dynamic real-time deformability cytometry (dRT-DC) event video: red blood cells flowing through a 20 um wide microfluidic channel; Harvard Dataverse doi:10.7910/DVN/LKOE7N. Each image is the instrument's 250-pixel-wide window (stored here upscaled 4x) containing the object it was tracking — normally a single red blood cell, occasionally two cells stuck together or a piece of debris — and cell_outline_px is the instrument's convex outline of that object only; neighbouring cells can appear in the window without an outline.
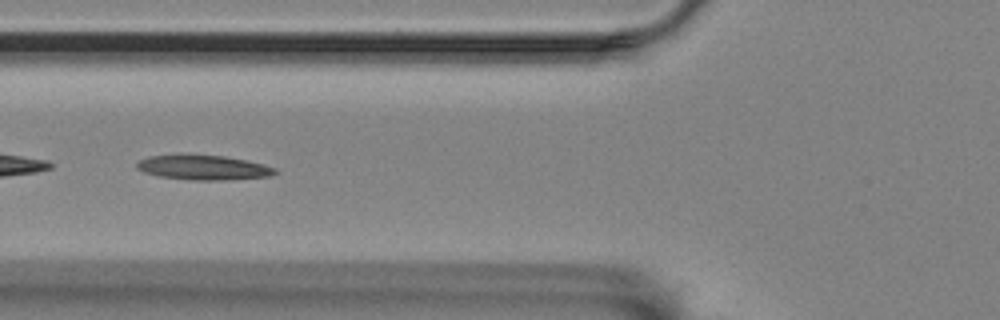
{"species": "Egyptian fruit bat (a non-hibernating species)", "species_latin": "Rousettus aegyptiacus", "temperature_condition": "room temperature", "stored_images_in_passage": 40, "segment_of_instrument_passage": [2, 2], "camera_frame_rate_fps": 3000, "um_per_image_px": 0.085, "animal": {"sex": "female"}, "frame": {"image": 1, "passage_image": 21, "time_ms": 6.667, "image_size_px": [1000, 320], "cell_outline_px": [[276, 172], [272, 176], [224, 180], [196, 180], [160, 176], [144, 172], [136, 168], [136, 164], [140, 160], [148, 156], [224, 156], [264, 164], [276, 168]], "centroid_in_image_um": [17.33, 14.26], "position_along_channel_um": 108.5, "area_um2": 19.31}}
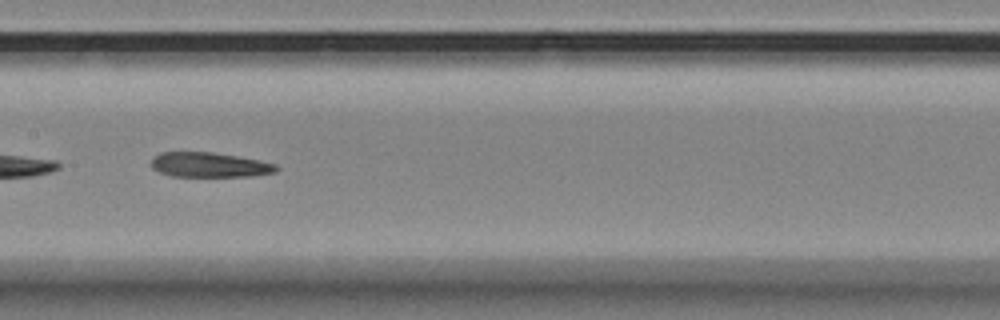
{"frame": {"image": 2, "passage_image": 28, "time_ms": 9.0, "image_size_px": [1000, 320], "cell_outline_px": [[280, 168], [276, 172], [252, 176], [172, 176], [160, 172], [152, 168], [152, 156], [160, 152], [212, 152], [260, 160], [276, 164]], "centroid_in_image_um": [17.81, 14.01], "position_along_channel_um": 189.6, "area_um2": 18.09}}